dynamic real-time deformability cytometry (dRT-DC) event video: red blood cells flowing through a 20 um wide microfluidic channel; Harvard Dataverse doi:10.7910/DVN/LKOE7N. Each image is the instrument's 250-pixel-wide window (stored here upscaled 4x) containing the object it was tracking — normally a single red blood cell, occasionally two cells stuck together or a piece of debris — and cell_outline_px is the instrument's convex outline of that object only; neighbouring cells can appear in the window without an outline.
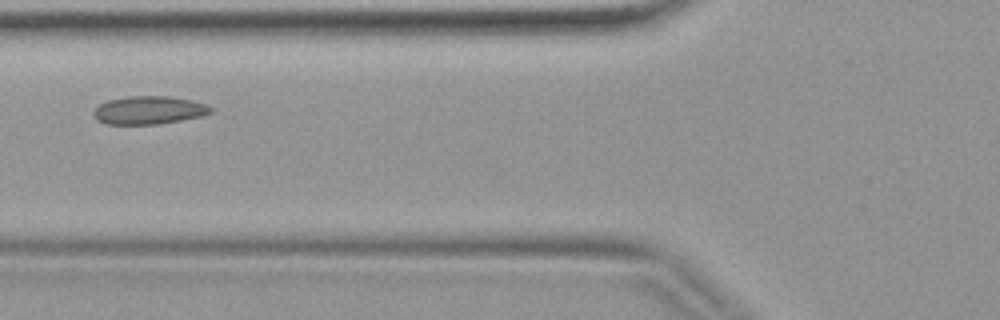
{"species": "common noctule bat (a hibernating species)", "species_latin": "Nyctalus noctula", "temperature_condition": "warm", "stored_images_in_passage": 3, "camera_frame_rate_fps": 3000, "um_per_image_px": 0.085, "animal": {"sex": "female", "body_mass_g": 19.9}, "frame": {"image": 1, "passage_image": 3, "time_ms": 0.667, "image_size_px": [1000, 320], "cell_outline_px": [[216, 108], [212, 112], [204, 116], [156, 124], [108, 124], [100, 120], [92, 112], [100, 104], [108, 100], [128, 96], [168, 96], [188, 100], [204, 104]], "centroid_in_image_um": [12.7, 9.36], "position_along_channel_um": 113.1, "area_um2": 18.96}}